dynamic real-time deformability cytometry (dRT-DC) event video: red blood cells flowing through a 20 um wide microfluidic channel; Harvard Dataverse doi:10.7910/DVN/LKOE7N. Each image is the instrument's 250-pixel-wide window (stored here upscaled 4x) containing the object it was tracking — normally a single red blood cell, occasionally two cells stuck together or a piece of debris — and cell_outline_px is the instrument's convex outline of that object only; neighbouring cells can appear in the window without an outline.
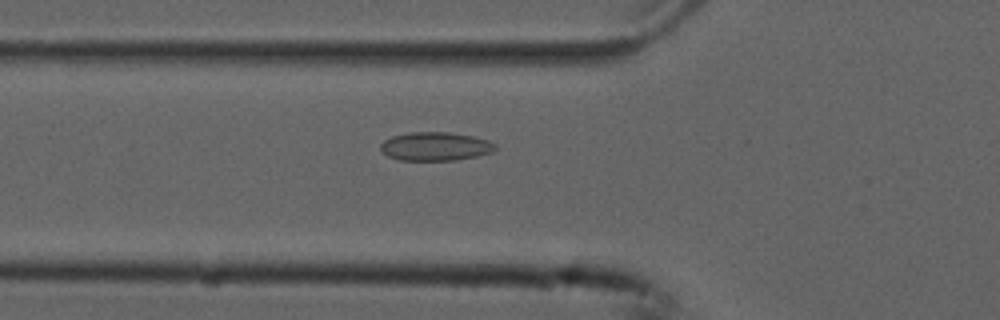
{"species": "common noctule bat (a hibernating species)", "species_latin": "Nyctalus noctula", "temperature_condition": "cold", "stored_images_in_passage": 38, "camera_frame_rate_fps": 3000, "um_per_image_px": 0.085, "animal": {"sex": "male", "forearm_length_mm": 52.5}, "frame": {"image": 1, "passage_image": 7, "time_ms": 2.0, "image_size_px": [1000, 320], "cell_outline_px": [[496, 148], [492, 152], [476, 156], [456, 160], [400, 160], [388, 156], [380, 148], [380, 144], [384, 140], [392, 136], [408, 132], [448, 132], [472, 136], [488, 140], [496, 144]], "centroid_in_image_um": [37.0, 12.44], "position_along_channel_um": 88.8, "area_um2": 19.07}}
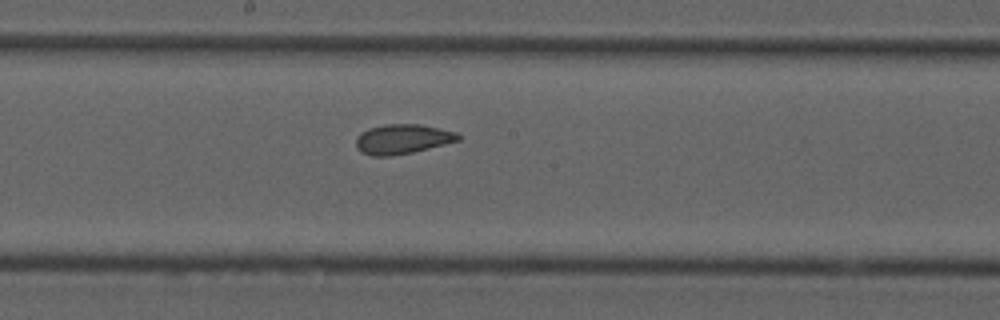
{"frame": {"image": 2, "passage_image": 17, "time_ms": 5.333, "image_size_px": [1000, 320], "cell_outline_px": [[460, 140], [412, 152], [392, 156], [372, 156], [360, 152], [356, 148], [356, 140], [360, 132], [368, 128], [384, 124], [420, 124], [440, 128], [456, 132], [460, 136]], "centroid_in_image_um": [34.17, 11.82], "position_along_channel_um": 214.0, "area_um2": 17.74}}
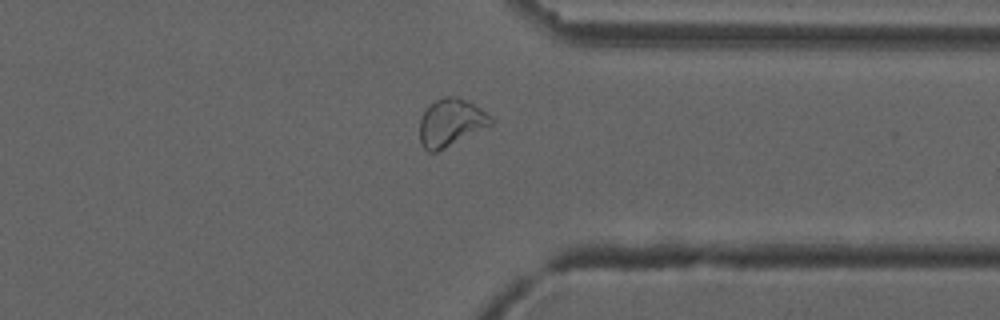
{"frame": {"image": 3, "passage_image": 30, "time_ms": 9.667, "image_size_px": [1000, 320], "cell_outline_px": [[492, 124], [436, 152], [428, 152], [420, 144], [420, 116], [428, 104], [444, 96], [456, 96], [468, 100], [492, 116]], "centroid_in_image_um": [38.28, 10.39], "position_along_channel_um": 373.1, "area_um2": 19.71}, "authors_computed_cell_mechanics": {"area_um2": 18.2359, "velocity_mm_per_s": 3.7432, "shape_relaxation_time_tau1_ms": null, "shape_relaxation_time_tau2_ms": 1.4006, "deformation_change_tau1": null, "deformation_change_tau2": 0.0644}}